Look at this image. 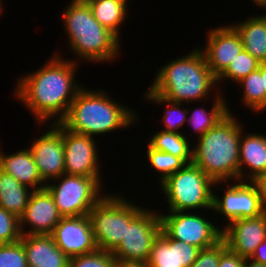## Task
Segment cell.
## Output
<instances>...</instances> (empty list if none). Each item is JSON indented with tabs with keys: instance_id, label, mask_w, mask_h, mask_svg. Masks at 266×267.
Wrapping results in <instances>:
<instances>
[{
	"instance_id": "6da1fadb",
	"label": "cell",
	"mask_w": 266,
	"mask_h": 267,
	"mask_svg": "<svg viewBox=\"0 0 266 267\" xmlns=\"http://www.w3.org/2000/svg\"><path fill=\"white\" fill-rule=\"evenodd\" d=\"M54 55L43 67L19 78L14 93L40 126L51 119L60 122L82 88L75 77L78 63L60 53Z\"/></svg>"
},
{
	"instance_id": "7a4b0ae2",
	"label": "cell",
	"mask_w": 266,
	"mask_h": 267,
	"mask_svg": "<svg viewBox=\"0 0 266 267\" xmlns=\"http://www.w3.org/2000/svg\"><path fill=\"white\" fill-rule=\"evenodd\" d=\"M156 74L149 89L175 103L189 104L191 101L205 100L210 96L208 94L212 88L215 93H219V89L215 87H221L198 47L183 57L169 61L161 69L158 68Z\"/></svg>"
},
{
	"instance_id": "3957f363",
	"label": "cell",
	"mask_w": 266,
	"mask_h": 267,
	"mask_svg": "<svg viewBox=\"0 0 266 267\" xmlns=\"http://www.w3.org/2000/svg\"><path fill=\"white\" fill-rule=\"evenodd\" d=\"M108 95L104 90L82 87L60 123L72 132L92 137L134 125L138 114Z\"/></svg>"
},
{
	"instance_id": "277c9868",
	"label": "cell",
	"mask_w": 266,
	"mask_h": 267,
	"mask_svg": "<svg viewBox=\"0 0 266 267\" xmlns=\"http://www.w3.org/2000/svg\"><path fill=\"white\" fill-rule=\"evenodd\" d=\"M239 122L230 111L193 146L192 163L214 182L239 180V146L244 128Z\"/></svg>"
},
{
	"instance_id": "5b68a950",
	"label": "cell",
	"mask_w": 266,
	"mask_h": 267,
	"mask_svg": "<svg viewBox=\"0 0 266 267\" xmlns=\"http://www.w3.org/2000/svg\"><path fill=\"white\" fill-rule=\"evenodd\" d=\"M73 61L110 62L120 54V39L93 16L85 0H72L62 14ZM78 57V59H77Z\"/></svg>"
},
{
	"instance_id": "8992f818",
	"label": "cell",
	"mask_w": 266,
	"mask_h": 267,
	"mask_svg": "<svg viewBox=\"0 0 266 267\" xmlns=\"http://www.w3.org/2000/svg\"><path fill=\"white\" fill-rule=\"evenodd\" d=\"M214 182L201 168L190 163L173 175L167 177L160 185L167 199L169 211H194L207 209L212 211Z\"/></svg>"
},
{
	"instance_id": "52a82bcc",
	"label": "cell",
	"mask_w": 266,
	"mask_h": 267,
	"mask_svg": "<svg viewBox=\"0 0 266 267\" xmlns=\"http://www.w3.org/2000/svg\"><path fill=\"white\" fill-rule=\"evenodd\" d=\"M142 209L123 196L105 195L88 214L98 249L113 252L125 237L126 224Z\"/></svg>"
},
{
	"instance_id": "ba28073f",
	"label": "cell",
	"mask_w": 266,
	"mask_h": 267,
	"mask_svg": "<svg viewBox=\"0 0 266 267\" xmlns=\"http://www.w3.org/2000/svg\"><path fill=\"white\" fill-rule=\"evenodd\" d=\"M54 181L59 183L48 182L45 188L52 195L62 217L88 215L106 195L102 192L101 178L63 174Z\"/></svg>"
},
{
	"instance_id": "9c48e42d",
	"label": "cell",
	"mask_w": 266,
	"mask_h": 267,
	"mask_svg": "<svg viewBox=\"0 0 266 267\" xmlns=\"http://www.w3.org/2000/svg\"><path fill=\"white\" fill-rule=\"evenodd\" d=\"M150 209L143 208L126 224L125 237L112 252L117 265L147 263L152 244L161 232L160 215Z\"/></svg>"
},
{
	"instance_id": "30bf717a",
	"label": "cell",
	"mask_w": 266,
	"mask_h": 267,
	"mask_svg": "<svg viewBox=\"0 0 266 267\" xmlns=\"http://www.w3.org/2000/svg\"><path fill=\"white\" fill-rule=\"evenodd\" d=\"M191 211H169L160 215L161 230L171 239L186 242L200 250L210 247L222 238V228L205 216ZM207 219V220H206Z\"/></svg>"
},
{
	"instance_id": "8fae6325",
	"label": "cell",
	"mask_w": 266,
	"mask_h": 267,
	"mask_svg": "<svg viewBox=\"0 0 266 267\" xmlns=\"http://www.w3.org/2000/svg\"><path fill=\"white\" fill-rule=\"evenodd\" d=\"M225 188L222 198L213 193L212 210L220 213L228 224L241 218L257 217L265 212L260 189L255 181H235Z\"/></svg>"
},
{
	"instance_id": "7c38bea8",
	"label": "cell",
	"mask_w": 266,
	"mask_h": 267,
	"mask_svg": "<svg viewBox=\"0 0 266 267\" xmlns=\"http://www.w3.org/2000/svg\"><path fill=\"white\" fill-rule=\"evenodd\" d=\"M94 139L63 126L64 174L101 178L97 143Z\"/></svg>"
},
{
	"instance_id": "4fadbf2b",
	"label": "cell",
	"mask_w": 266,
	"mask_h": 267,
	"mask_svg": "<svg viewBox=\"0 0 266 267\" xmlns=\"http://www.w3.org/2000/svg\"><path fill=\"white\" fill-rule=\"evenodd\" d=\"M50 122L48 131L36 138L29 147L45 183L64 174L63 125Z\"/></svg>"
},
{
	"instance_id": "5bb4252c",
	"label": "cell",
	"mask_w": 266,
	"mask_h": 267,
	"mask_svg": "<svg viewBox=\"0 0 266 267\" xmlns=\"http://www.w3.org/2000/svg\"><path fill=\"white\" fill-rule=\"evenodd\" d=\"M51 235L56 246L69 258L98 249L88 215L62 217Z\"/></svg>"
},
{
	"instance_id": "9a60e30c",
	"label": "cell",
	"mask_w": 266,
	"mask_h": 267,
	"mask_svg": "<svg viewBox=\"0 0 266 267\" xmlns=\"http://www.w3.org/2000/svg\"><path fill=\"white\" fill-rule=\"evenodd\" d=\"M206 49H201L213 74L218 78L243 50L240 34L232 25L210 29Z\"/></svg>"
},
{
	"instance_id": "2e32d148",
	"label": "cell",
	"mask_w": 266,
	"mask_h": 267,
	"mask_svg": "<svg viewBox=\"0 0 266 267\" xmlns=\"http://www.w3.org/2000/svg\"><path fill=\"white\" fill-rule=\"evenodd\" d=\"M61 218L50 192L46 188L34 190L24 213L19 217L21 234L51 235ZM26 224L31 230L24 228Z\"/></svg>"
},
{
	"instance_id": "e0dca14e",
	"label": "cell",
	"mask_w": 266,
	"mask_h": 267,
	"mask_svg": "<svg viewBox=\"0 0 266 267\" xmlns=\"http://www.w3.org/2000/svg\"><path fill=\"white\" fill-rule=\"evenodd\" d=\"M227 247L243 258H250L266 237V211L257 216L241 218L222 226Z\"/></svg>"
},
{
	"instance_id": "ac0fdd59",
	"label": "cell",
	"mask_w": 266,
	"mask_h": 267,
	"mask_svg": "<svg viewBox=\"0 0 266 267\" xmlns=\"http://www.w3.org/2000/svg\"><path fill=\"white\" fill-rule=\"evenodd\" d=\"M199 250L194 245L169 238L161 230L152 244L147 263L151 267H190Z\"/></svg>"
},
{
	"instance_id": "d6986e66",
	"label": "cell",
	"mask_w": 266,
	"mask_h": 267,
	"mask_svg": "<svg viewBox=\"0 0 266 267\" xmlns=\"http://www.w3.org/2000/svg\"><path fill=\"white\" fill-rule=\"evenodd\" d=\"M244 133L241 132L239 146V180L256 181L266 175V135ZM245 169L250 172L247 174Z\"/></svg>"
},
{
	"instance_id": "ffe728a7",
	"label": "cell",
	"mask_w": 266,
	"mask_h": 267,
	"mask_svg": "<svg viewBox=\"0 0 266 267\" xmlns=\"http://www.w3.org/2000/svg\"><path fill=\"white\" fill-rule=\"evenodd\" d=\"M28 267H68L70 258L55 244L52 235H22Z\"/></svg>"
},
{
	"instance_id": "44dd1931",
	"label": "cell",
	"mask_w": 266,
	"mask_h": 267,
	"mask_svg": "<svg viewBox=\"0 0 266 267\" xmlns=\"http://www.w3.org/2000/svg\"><path fill=\"white\" fill-rule=\"evenodd\" d=\"M0 170L33 191L43 189L46 186L29 148L7 155L0 149Z\"/></svg>"
},
{
	"instance_id": "7402d4cb",
	"label": "cell",
	"mask_w": 266,
	"mask_h": 267,
	"mask_svg": "<svg viewBox=\"0 0 266 267\" xmlns=\"http://www.w3.org/2000/svg\"><path fill=\"white\" fill-rule=\"evenodd\" d=\"M240 34L243 48L260 63L266 61V14L231 24Z\"/></svg>"
},
{
	"instance_id": "603a6c76",
	"label": "cell",
	"mask_w": 266,
	"mask_h": 267,
	"mask_svg": "<svg viewBox=\"0 0 266 267\" xmlns=\"http://www.w3.org/2000/svg\"><path fill=\"white\" fill-rule=\"evenodd\" d=\"M33 190L0 170V206L20 217L28 205Z\"/></svg>"
},
{
	"instance_id": "cb8c5ba5",
	"label": "cell",
	"mask_w": 266,
	"mask_h": 267,
	"mask_svg": "<svg viewBox=\"0 0 266 267\" xmlns=\"http://www.w3.org/2000/svg\"><path fill=\"white\" fill-rule=\"evenodd\" d=\"M94 18L113 32L119 39L121 25L128 16V4L118 0H85ZM127 15V16H126Z\"/></svg>"
},
{
	"instance_id": "d4e9b609",
	"label": "cell",
	"mask_w": 266,
	"mask_h": 267,
	"mask_svg": "<svg viewBox=\"0 0 266 267\" xmlns=\"http://www.w3.org/2000/svg\"><path fill=\"white\" fill-rule=\"evenodd\" d=\"M216 93L213 98L211 110L204 109L203 107H198L194 109L190 116L187 117V125H190L192 130V135L198 136L200 138L203 136L209 129L216 126L221 120H223L230 112L228 103H226L225 98L223 97L222 91ZM199 133V134H198Z\"/></svg>"
},
{
	"instance_id": "484cf974",
	"label": "cell",
	"mask_w": 266,
	"mask_h": 267,
	"mask_svg": "<svg viewBox=\"0 0 266 267\" xmlns=\"http://www.w3.org/2000/svg\"><path fill=\"white\" fill-rule=\"evenodd\" d=\"M187 133H172L169 131H156L151 135L148 146L154 150L172 154L182 158L187 164L192 163V150Z\"/></svg>"
},
{
	"instance_id": "4316f807",
	"label": "cell",
	"mask_w": 266,
	"mask_h": 267,
	"mask_svg": "<svg viewBox=\"0 0 266 267\" xmlns=\"http://www.w3.org/2000/svg\"><path fill=\"white\" fill-rule=\"evenodd\" d=\"M145 92L146 93L144 94V98L148 100L149 103L152 102L154 104H160V106H163L162 104H165L167 108L166 111H164V116L161 119L163 122L162 125L164 124L163 127H165L162 130L172 133H182L179 130L180 128L184 127L183 125H186L187 114L189 112H192V110L188 107L181 108V103L168 101L152 92L149 88Z\"/></svg>"
},
{
	"instance_id": "83f0119b",
	"label": "cell",
	"mask_w": 266,
	"mask_h": 267,
	"mask_svg": "<svg viewBox=\"0 0 266 267\" xmlns=\"http://www.w3.org/2000/svg\"><path fill=\"white\" fill-rule=\"evenodd\" d=\"M238 84L244 89L242 103L254 112L266 110V92L261 76V63L259 68L243 78Z\"/></svg>"
},
{
	"instance_id": "f1b7e54d",
	"label": "cell",
	"mask_w": 266,
	"mask_h": 267,
	"mask_svg": "<svg viewBox=\"0 0 266 267\" xmlns=\"http://www.w3.org/2000/svg\"><path fill=\"white\" fill-rule=\"evenodd\" d=\"M147 159L150 166L160 174V184L170 175L182 169L187 163L180 157L162 151L154 150L148 145L146 147Z\"/></svg>"
},
{
	"instance_id": "f546056e",
	"label": "cell",
	"mask_w": 266,
	"mask_h": 267,
	"mask_svg": "<svg viewBox=\"0 0 266 267\" xmlns=\"http://www.w3.org/2000/svg\"><path fill=\"white\" fill-rule=\"evenodd\" d=\"M260 62L245 49L232 61L229 67L217 78V83L230 79L231 82L238 83L251 72L259 68Z\"/></svg>"
},
{
	"instance_id": "4dcf8cb0",
	"label": "cell",
	"mask_w": 266,
	"mask_h": 267,
	"mask_svg": "<svg viewBox=\"0 0 266 267\" xmlns=\"http://www.w3.org/2000/svg\"><path fill=\"white\" fill-rule=\"evenodd\" d=\"M68 267H118L112 252L97 249L81 256L70 258Z\"/></svg>"
},
{
	"instance_id": "1f68e13d",
	"label": "cell",
	"mask_w": 266,
	"mask_h": 267,
	"mask_svg": "<svg viewBox=\"0 0 266 267\" xmlns=\"http://www.w3.org/2000/svg\"><path fill=\"white\" fill-rule=\"evenodd\" d=\"M19 217L0 206V246L21 239Z\"/></svg>"
},
{
	"instance_id": "d6a6232c",
	"label": "cell",
	"mask_w": 266,
	"mask_h": 267,
	"mask_svg": "<svg viewBox=\"0 0 266 267\" xmlns=\"http://www.w3.org/2000/svg\"><path fill=\"white\" fill-rule=\"evenodd\" d=\"M0 267H28L21 240L0 246Z\"/></svg>"
},
{
	"instance_id": "836d02e7",
	"label": "cell",
	"mask_w": 266,
	"mask_h": 267,
	"mask_svg": "<svg viewBox=\"0 0 266 267\" xmlns=\"http://www.w3.org/2000/svg\"><path fill=\"white\" fill-rule=\"evenodd\" d=\"M226 247V241L221 238L214 245L199 250L196 261L190 267H218L221 252Z\"/></svg>"
},
{
	"instance_id": "e575fe53",
	"label": "cell",
	"mask_w": 266,
	"mask_h": 267,
	"mask_svg": "<svg viewBox=\"0 0 266 267\" xmlns=\"http://www.w3.org/2000/svg\"><path fill=\"white\" fill-rule=\"evenodd\" d=\"M244 265L245 258L232 252L228 247L221 252V259L218 267H244Z\"/></svg>"
},
{
	"instance_id": "d590c367",
	"label": "cell",
	"mask_w": 266,
	"mask_h": 267,
	"mask_svg": "<svg viewBox=\"0 0 266 267\" xmlns=\"http://www.w3.org/2000/svg\"><path fill=\"white\" fill-rule=\"evenodd\" d=\"M255 262L266 265V237L264 240L256 247L254 253L250 257Z\"/></svg>"
},
{
	"instance_id": "8d00e7d4",
	"label": "cell",
	"mask_w": 266,
	"mask_h": 267,
	"mask_svg": "<svg viewBox=\"0 0 266 267\" xmlns=\"http://www.w3.org/2000/svg\"><path fill=\"white\" fill-rule=\"evenodd\" d=\"M255 182L257 183L260 189L262 204L264 210L266 211V175L258 178Z\"/></svg>"
},
{
	"instance_id": "74e56055",
	"label": "cell",
	"mask_w": 266,
	"mask_h": 267,
	"mask_svg": "<svg viewBox=\"0 0 266 267\" xmlns=\"http://www.w3.org/2000/svg\"><path fill=\"white\" fill-rule=\"evenodd\" d=\"M244 267H266V265L255 262L250 258H246Z\"/></svg>"
},
{
	"instance_id": "f35d334b",
	"label": "cell",
	"mask_w": 266,
	"mask_h": 267,
	"mask_svg": "<svg viewBox=\"0 0 266 267\" xmlns=\"http://www.w3.org/2000/svg\"><path fill=\"white\" fill-rule=\"evenodd\" d=\"M118 267H151L148 263H130L118 265Z\"/></svg>"
},
{
	"instance_id": "ab89813d",
	"label": "cell",
	"mask_w": 266,
	"mask_h": 267,
	"mask_svg": "<svg viewBox=\"0 0 266 267\" xmlns=\"http://www.w3.org/2000/svg\"><path fill=\"white\" fill-rule=\"evenodd\" d=\"M261 76L264 83V90L266 92V65L264 63H261Z\"/></svg>"
},
{
	"instance_id": "60d3db41",
	"label": "cell",
	"mask_w": 266,
	"mask_h": 267,
	"mask_svg": "<svg viewBox=\"0 0 266 267\" xmlns=\"http://www.w3.org/2000/svg\"><path fill=\"white\" fill-rule=\"evenodd\" d=\"M256 6L259 8L262 7L263 9L266 8V0H252Z\"/></svg>"
},
{
	"instance_id": "b9f144b4",
	"label": "cell",
	"mask_w": 266,
	"mask_h": 267,
	"mask_svg": "<svg viewBox=\"0 0 266 267\" xmlns=\"http://www.w3.org/2000/svg\"><path fill=\"white\" fill-rule=\"evenodd\" d=\"M2 2H3V0H0V15L3 13V12H2V10H3V8H2V4H3V3H2Z\"/></svg>"
},
{
	"instance_id": "7bdbcfd3",
	"label": "cell",
	"mask_w": 266,
	"mask_h": 267,
	"mask_svg": "<svg viewBox=\"0 0 266 267\" xmlns=\"http://www.w3.org/2000/svg\"><path fill=\"white\" fill-rule=\"evenodd\" d=\"M118 1H123V2H126L127 3V1H129V0H118Z\"/></svg>"
}]
</instances>
